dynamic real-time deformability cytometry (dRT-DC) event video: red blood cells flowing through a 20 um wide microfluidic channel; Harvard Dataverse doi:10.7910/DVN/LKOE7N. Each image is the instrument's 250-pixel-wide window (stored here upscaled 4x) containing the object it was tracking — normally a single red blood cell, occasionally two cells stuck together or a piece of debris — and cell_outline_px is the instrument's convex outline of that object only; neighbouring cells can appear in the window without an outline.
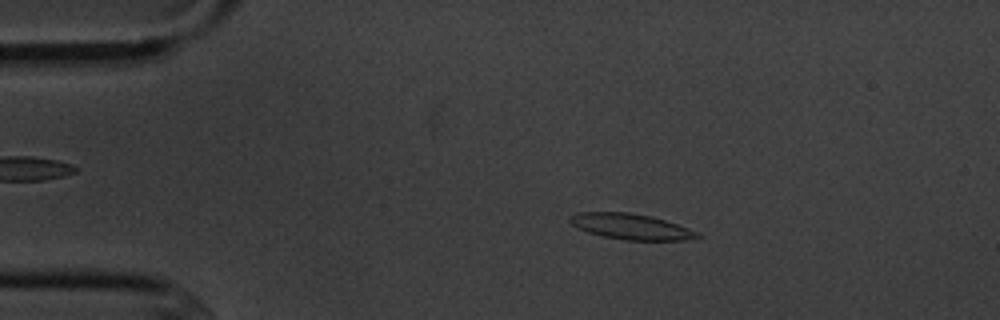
{"species": "common noctule bat (a hibernating species)", "species_latin": "Nyctalus noctula", "temperature_condition": "cold", "stored_images_in_passage": 6, "camera_frame_rate_fps": 3000, "um_per_image_px": 0.085, "animal": {"sex": "male", "body_mass_g": 20.1, "forearm_length_mm": 53.5}, "frame": {"image": 1, "passage_image": 2, "time_ms": 1.333, "image_size_px": [1000, 320], "cell_outline_px": [[704, 236], [684, 240], [624, 240], [604, 236], [588, 232], [572, 224], [568, 220], [576, 212], [628, 212], [652, 216], [700, 232]], "centroid_in_image_um": [53.67, 19.26], "position_along_channel_um": 31.3, "area_um2": 18.96}}
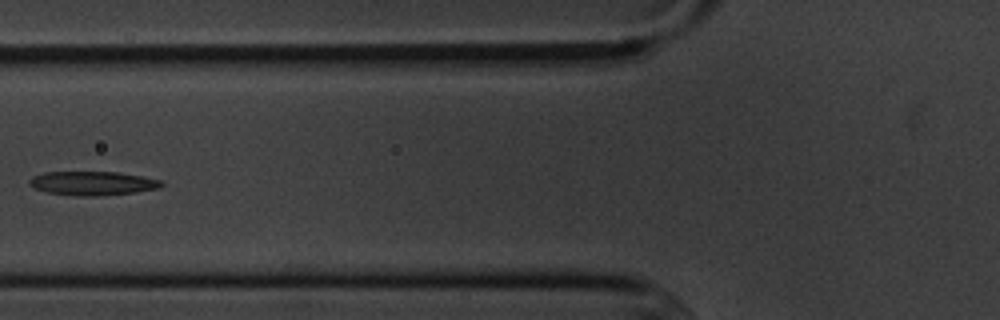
{"frame": {"image": 2, "passage_image": 5, "time_ms": 5.0, "image_size_px": [1000, 320], "cell_outline_px": [[164, 184], [160, 188], [136, 192], [96, 196], [80, 196], [44, 192], [28, 184], [28, 180], [32, 176], [44, 172], [116, 172], [140, 176], [160, 180]], "centroid_in_image_um": [7.84, 15.58], "position_along_channel_um": 118.0, "area_um2": 18.38}}
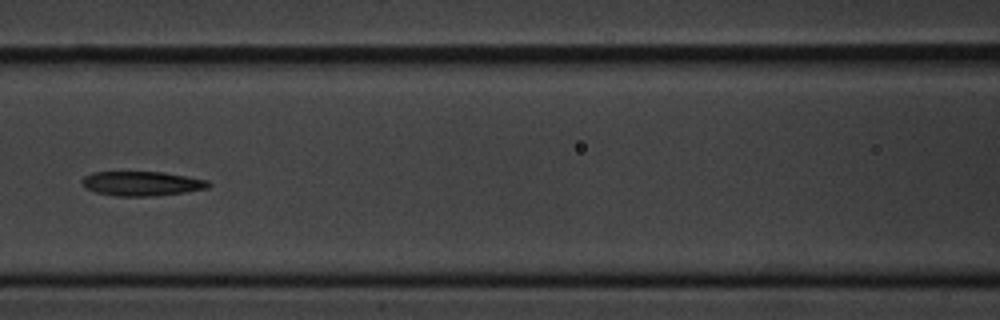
{"frame": {"image": 3, "passage_image": 6, "time_ms": 6.0, "image_size_px": [1000, 320], "cell_outline_px": [[212, 184], [208, 188], [184, 192], [156, 196], [116, 196], [96, 192], [84, 188], [84, 176], [92, 172], [164, 172], [188, 176], [208, 180]], "centroid_in_image_um": [12.1, 15.6], "position_along_channel_um": 154.5, "area_um2": 18.03}}